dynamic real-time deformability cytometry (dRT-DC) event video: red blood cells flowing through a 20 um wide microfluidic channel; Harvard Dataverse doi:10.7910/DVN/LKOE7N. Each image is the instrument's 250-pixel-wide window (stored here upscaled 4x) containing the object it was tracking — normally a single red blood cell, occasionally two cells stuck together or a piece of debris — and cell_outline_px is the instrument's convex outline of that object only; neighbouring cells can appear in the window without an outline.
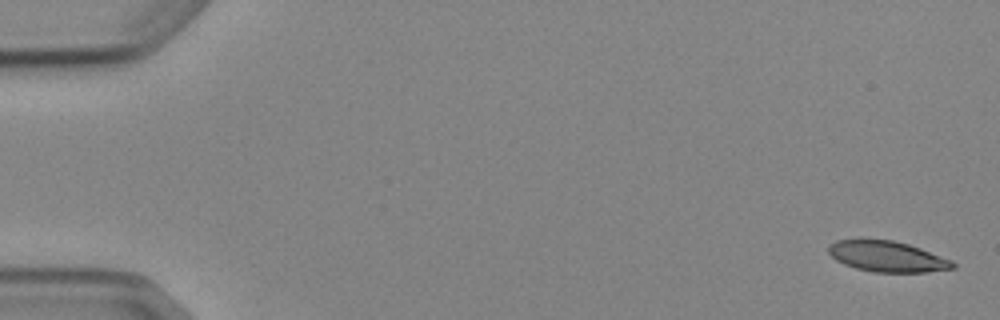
{"species": "Egyptian fruit bat (a non-hibernating species)", "species_latin": "Rousettus aegyptiacus", "temperature_condition": "cold", "stored_images_in_passage": 4, "camera_frame_rate_fps": 3000, "um_per_image_px": 0.085, "animal": {"sex": "female"}, "frame": {"image": 1, "passage_image": 1, "time_ms": 0.0, "image_size_px": [1000, 320], "cell_outline_px": [[956, 268], [924, 272], [876, 272], [856, 268], [844, 264], [836, 260], [828, 252], [828, 244], [836, 240], [860, 236], [892, 240], [908, 244], [920, 248], [952, 260], [956, 264]], "centroid_in_image_um": [75.34, 21.75], "position_along_channel_um": 9.7, "area_um2": 22.89}}
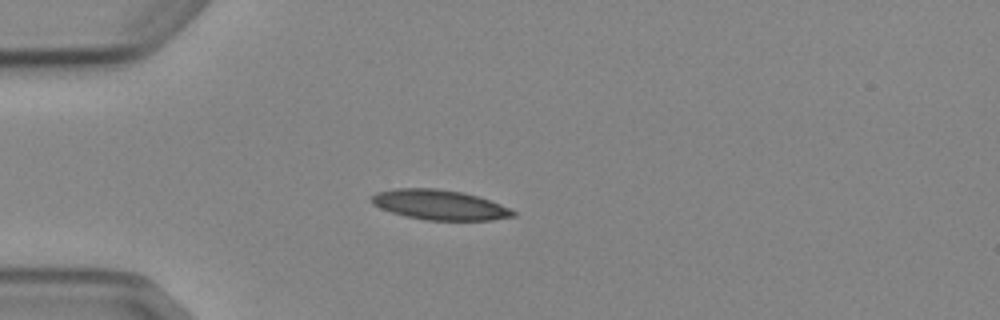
{"frame": {"image": 2, "passage_image": 4, "time_ms": 4.333, "image_size_px": [1000, 320], "cell_outline_px": [[516, 216], [492, 220], [428, 220], [408, 216], [392, 212], [380, 208], [372, 204], [368, 200], [376, 192], [396, 188], [436, 188], [460, 192], [476, 196], [500, 204], [516, 212]], "centroid_in_image_um": [37.33, 17.41], "position_along_channel_um": 47.7, "area_um2": 24.51}}